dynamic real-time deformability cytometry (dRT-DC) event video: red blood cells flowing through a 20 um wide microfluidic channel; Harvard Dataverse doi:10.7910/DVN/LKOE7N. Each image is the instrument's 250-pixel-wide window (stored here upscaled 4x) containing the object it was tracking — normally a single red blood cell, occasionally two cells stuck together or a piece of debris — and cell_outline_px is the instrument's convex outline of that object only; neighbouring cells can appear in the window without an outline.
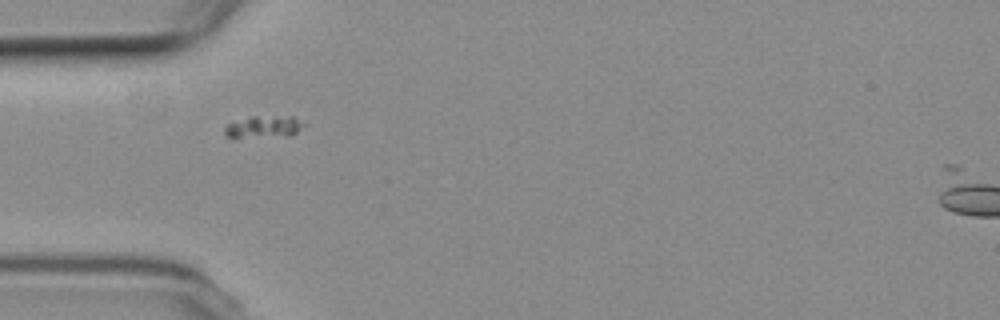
{"species": "common noctule bat (a hibernating species)", "species_latin": "Nyctalus noctula", "temperature_condition": "room temperature", "stored_images_in_passage": 40, "camera_frame_rate_fps": 3000, "um_per_image_px": 0.085, "animal": {"sex": "female", "body_mass_g": 19.3, "forearm_length_mm": 54.1}, "frame": {"image": 1, "passage_image": 1, "time_ms": 0.0, "image_size_px": [1000, 320], "cell_outline_px": [[308, 124], [292, 136], [228, 136], [224, 132], [224, 128], [228, 124], [248, 116], [292, 116]], "centroid_in_image_um": [22.52, 10.75], "position_along_channel_um": 62.5, "area_um2": 10.06}}